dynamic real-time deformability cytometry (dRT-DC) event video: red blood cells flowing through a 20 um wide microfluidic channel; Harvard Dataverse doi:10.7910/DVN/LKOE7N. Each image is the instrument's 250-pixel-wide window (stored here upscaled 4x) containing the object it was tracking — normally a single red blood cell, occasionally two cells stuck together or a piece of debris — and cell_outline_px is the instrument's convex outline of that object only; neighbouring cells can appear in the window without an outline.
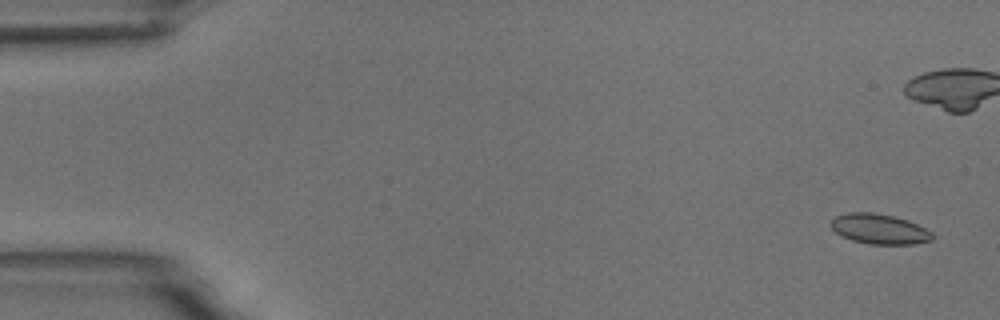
{"species": "common noctule bat (a hibernating species)", "species_latin": "Nyctalus noctula", "temperature_condition": "room temperature", "stored_images_in_passage": 17, "camera_frame_rate_fps": 3000, "um_per_image_px": 0.085, "animal": {"sex": "male", "body_mass_g": 18.8}, "frame": {"image": 1, "passage_image": 1, "time_ms": 0.0, "image_size_px": [1000, 320], "cell_outline_px": [[932, 240], [916, 244], [868, 244], [852, 240], [840, 236], [832, 228], [832, 220], [836, 216], [848, 212], [872, 212], [892, 216], [908, 220], [932, 232]], "centroid_in_image_um": [74.74, 19.47], "position_along_channel_um": 10.3, "area_um2": 17.69}, "authors_computed_cell_mechanics": {"area_um2": 21.675, "velocity_mm_per_s": 3.7623, "shape_relaxation_time_tau1_ms": 7.1301, "shape_relaxation_time_tau2_ms": 2.7299, "deformation_change_tau1": 0.1754, "deformation_change_tau2": 0.0753}}